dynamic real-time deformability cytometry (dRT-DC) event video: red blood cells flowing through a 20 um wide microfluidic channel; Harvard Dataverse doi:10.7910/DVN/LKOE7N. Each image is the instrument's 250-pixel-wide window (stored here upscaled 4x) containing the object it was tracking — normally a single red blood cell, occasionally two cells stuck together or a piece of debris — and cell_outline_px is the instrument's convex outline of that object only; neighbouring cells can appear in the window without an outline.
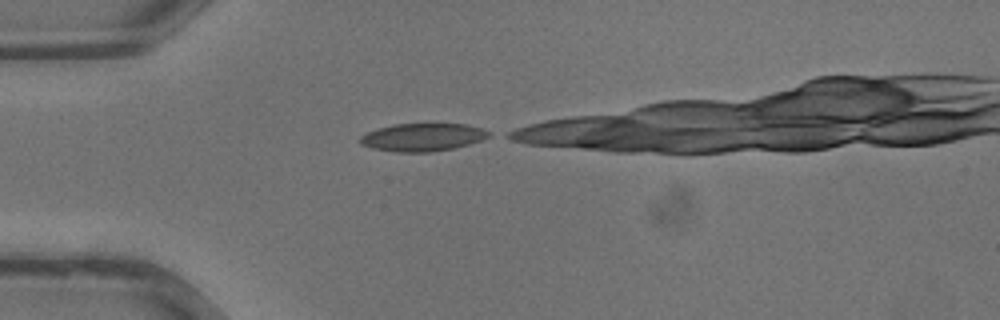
{"species": "common noctule bat (a hibernating species)", "species_latin": "Nyctalus noctula", "temperature_condition": "warm", "stored_images_in_passage": 7, "camera_frame_rate_fps": 3000, "um_per_image_px": 0.085, "animal": {"sex": "male", "body_mass_g": 13.3}, "frame": {"image": 1, "passage_image": 1, "time_ms": 0.0, "image_size_px": [1000, 320], "cell_outline_px": [[492, 136], [468, 144], [452, 148], [432, 152], [396, 152], [372, 148], [360, 144], [360, 136], [376, 128], [392, 124], [464, 124], [480, 128], [492, 132]], "centroid_in_image_um": [35.9, 11.66], "position_along_channel_um": 49.1, "area_um2": 20.87}}
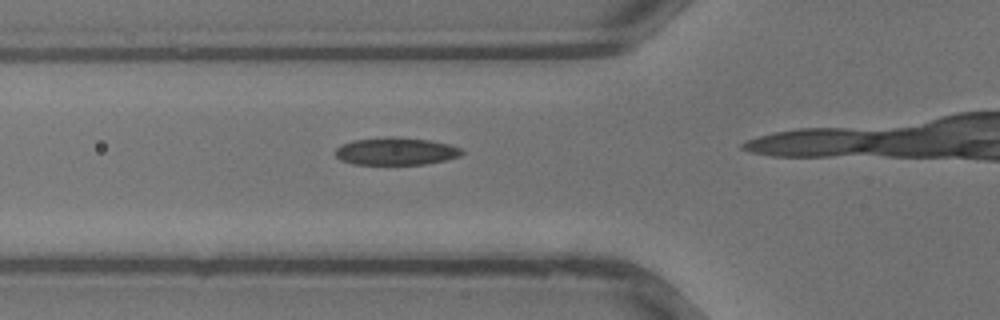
{"frame": {"image": 2, "passage_image": 4, "time_ms": 1.0, "image_size_px": [1000, 320], "cell_outline_px": [[464, 152], [460, 156], [444, 160], [424, 164], [352, 164], [340, 160], [336, 156], [336, 148], [340, 144], [352, 140], [388, 136], [392, 136], [428, 140], [448, 144], [460, 148]], "centroid_in_image_um": [33.6, 12.85], "position_along_channel_um": 92.2, "area_um2": 20.29}}